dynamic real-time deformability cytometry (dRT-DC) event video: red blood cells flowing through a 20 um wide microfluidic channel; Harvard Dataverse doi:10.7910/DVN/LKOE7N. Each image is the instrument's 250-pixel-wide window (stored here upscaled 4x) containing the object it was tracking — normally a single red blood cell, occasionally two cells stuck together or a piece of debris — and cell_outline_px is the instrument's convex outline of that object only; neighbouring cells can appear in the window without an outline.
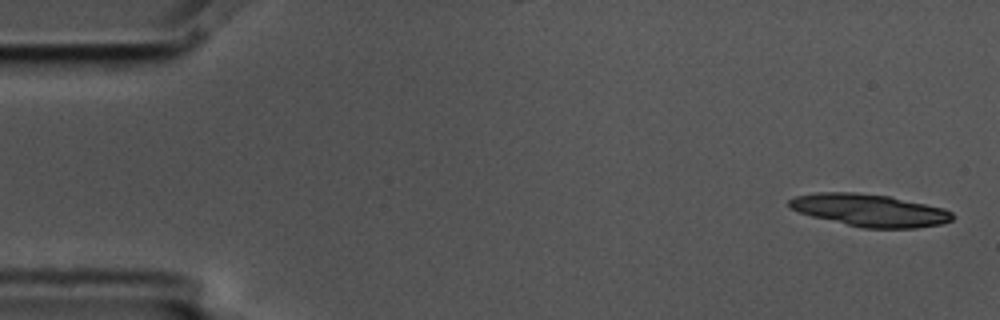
{"species": "common noctule bat (a hibernating species)", "species_latin": "Nyctalus noctula", "temperature_condition": "cold", "stored_images_in_passage": 5, "camera_frame_rate_fps": 3000, "um_per_image_px": 0.085, "animal": {"sex": "male", "body_mass_g": 17.5, "forearm_length_mm": 52.3}, "frame": {"image": 1, "passage_image": 1, "time_ms": 0.0, "image_size_px": [1000, 320], "cell_outline_px": [[956, 216], [952, 220], [944, 224], [916, 228], [864, 228], [812, 216], [788, 208], [788, 200], [796, 196], [816, 192], [856, 192], [888, 196], [944, 208], [952, 212]], "centroid_in_image_um": [73.94, 17.87], "position_along_channel_um": 11.1, "area_um2": 30.81}}